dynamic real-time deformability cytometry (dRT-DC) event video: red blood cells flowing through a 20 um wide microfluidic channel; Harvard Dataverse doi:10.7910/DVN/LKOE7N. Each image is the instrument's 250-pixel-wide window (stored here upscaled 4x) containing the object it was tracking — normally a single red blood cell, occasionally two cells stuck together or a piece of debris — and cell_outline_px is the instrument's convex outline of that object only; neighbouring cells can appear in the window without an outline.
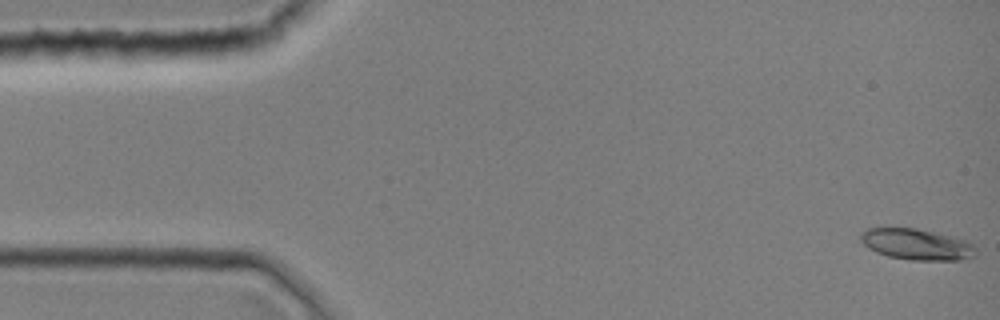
{"species": "common noctule bat (a hibernating species)", "species_latin": "Nyctalus noctula", "temperature_condition": "room temperature", "stored_images_in_passage": 7, "camera_frame_rate_fps": 3000, "um_per_image_px": 0.085, "animal": {"sex": "female", "body_mass_g": 19.0, "forearm_length_mm": 51.5}, "frame": {"image": 1, "passage_image": 1, "time_ms": 0.0, "image_size_px": [1000, 320], "cell_outline_px": [[976, 256], [964, 260], [912, 260], [888, 256], [876, 252], [868, 248], [860, 240], [860, 232], [868, 228], [916, 228], [952, 236], [964, 240], [972, 244], [976, 248]], "centroid_in_image_um": [77.92, 20.77], "position_along_channel_um": 7.1, "area_um2": 20.92}}